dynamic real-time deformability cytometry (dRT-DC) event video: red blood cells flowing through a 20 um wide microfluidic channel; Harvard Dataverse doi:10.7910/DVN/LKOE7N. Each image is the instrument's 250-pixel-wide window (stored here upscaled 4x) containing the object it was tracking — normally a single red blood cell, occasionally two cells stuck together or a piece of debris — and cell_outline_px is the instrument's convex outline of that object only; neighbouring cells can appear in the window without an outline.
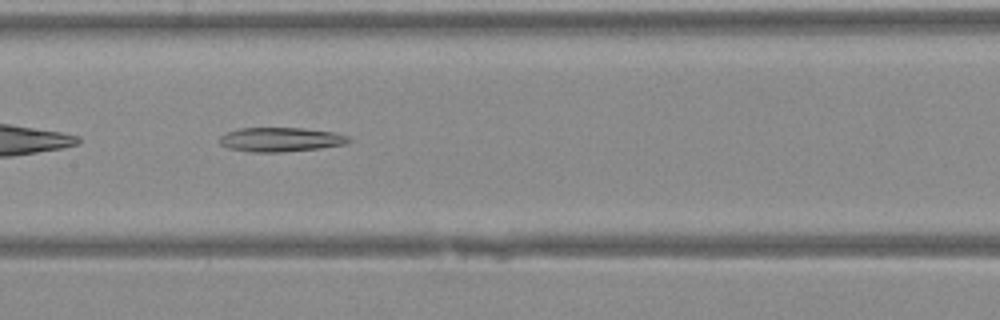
{"species": "Egyptian fruit bat (a non-hibernating species)", "species_latin": "Rousettus aegyptiacus", "temperature_condition": "warm", "stored_images_in_passage": 16, "camera_frame_rate_fps": 3000, "um_per_image_px": 0.085, "animal": {"sex": "female"}, "frame": {"image": 1, "passage_image": 8, "time_ms": 2.333, "image_size_px": [1000, 320], "cell_outline_px": [[352, 140], [348, 144], [320, 148], [280, 152], [252, 152], [228, 148], [220, 144], [220, 136], [224, 132], [240, 128], [304, 128], [332, 132], [348, 136]], "centroid_in_image_um": [23.85, 11.86], "position_along_channel_um": 183.5, "area_um2": 18.32}}